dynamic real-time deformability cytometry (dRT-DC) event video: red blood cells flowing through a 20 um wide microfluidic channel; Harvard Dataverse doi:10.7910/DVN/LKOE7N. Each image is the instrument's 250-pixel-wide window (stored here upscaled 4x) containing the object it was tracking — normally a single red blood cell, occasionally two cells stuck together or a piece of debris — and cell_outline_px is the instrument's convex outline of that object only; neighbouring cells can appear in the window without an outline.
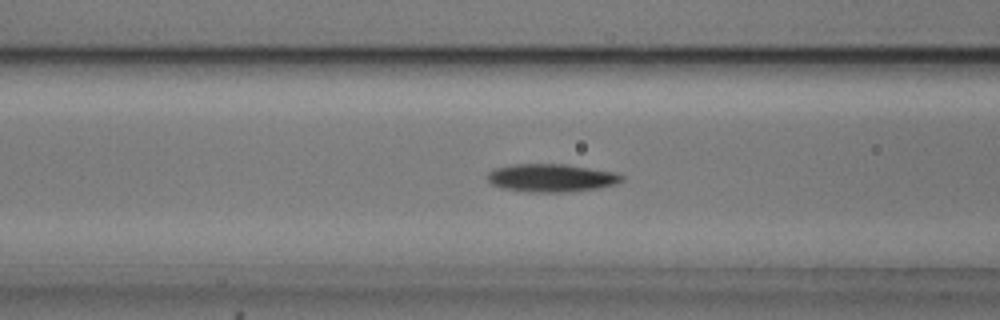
{"species": "common noctule bat (a hibernating species)", "species_latin": "Nyctalus noctula", "temperature_condition": "cold", "stored_images_in_passage": 47, "camera_frame_rate_fps": 3000, "um_per_image_px": 0.085, "animal": {"sex": "male", "body_mass_g": 20.5, "forearm_length_mm": 52.5}, "frame": {"image": 1, "passage_image": 13, "time_ms": 4.0, "image_size_px": [1000, 320], "cell_outline_px": [[624, 180], [616, 184], [596, 188], [572, 192], [528, 192], [500, 188], [492, 184], [488, 180], [488, 172], [496, 168], [512, 164], [564, 164], [616, 172], [624, 176]], "centroid_in_image_um": [46.87, 15.12], "position_along_channel_um": 119.7, "area_um2": 22.02}}
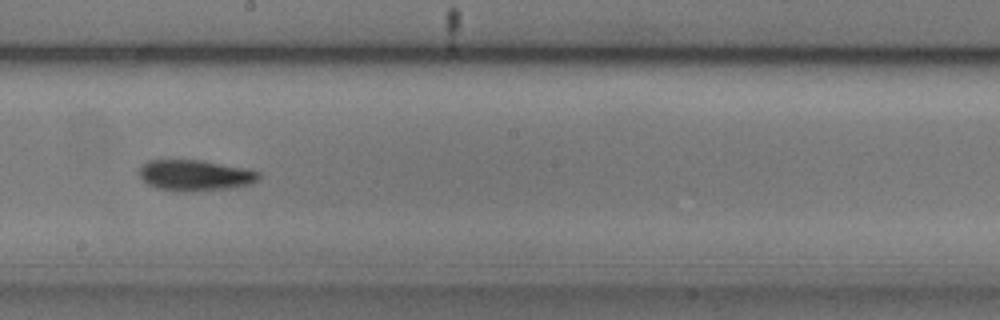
{"frame": {"image": 2, "passage_image": 22, "time_ms": 7.0, "image_size_px": [1000, 320], "cell_outline_px": [[260, 176], [252, 184], [232, 188], [184, 192], [176, 192], [156, 188], [148, 184], [140, 176], [140, 168], [148, 160], [200, 160], [244, 168], [260, 172]], "centroid_in_image_um": [16.58, 14.92], "position_along_channel_um": 231.6, "area_um2": 21.5}}
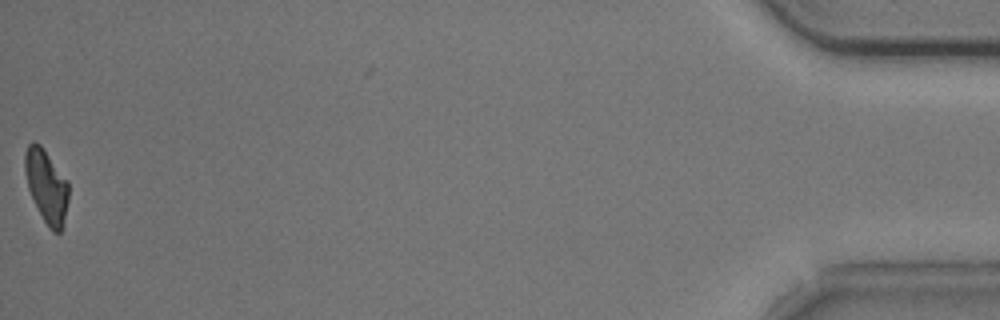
{"frame": {"image": 3, "passage_image": 46, "time_ms": 15.0, "image_size_px": [1000, 320], "cell_outline_px": [[68, 200], [60, 232], [52, 232], [48, 228], [28, 188], [24, 172], [24, 152], [28, 144], [32, 140], [40, 144], [68, 180]], "centroid_in_image_um": [3.93, 15.76], "position_along_channel_um": 431.3, "area_um2": 18.44}, "authors_computed_cell_mechanics": {"area_um2": 20.4612, "velocity_mm_per_s": 3.7252, "shape_relaxation_time_tau1_ms": 3.5395, "shape_relaxation_time_tau2_ms": null, "deformation_change_tau1": 0.1149, "deformation_change_tau2": null}}